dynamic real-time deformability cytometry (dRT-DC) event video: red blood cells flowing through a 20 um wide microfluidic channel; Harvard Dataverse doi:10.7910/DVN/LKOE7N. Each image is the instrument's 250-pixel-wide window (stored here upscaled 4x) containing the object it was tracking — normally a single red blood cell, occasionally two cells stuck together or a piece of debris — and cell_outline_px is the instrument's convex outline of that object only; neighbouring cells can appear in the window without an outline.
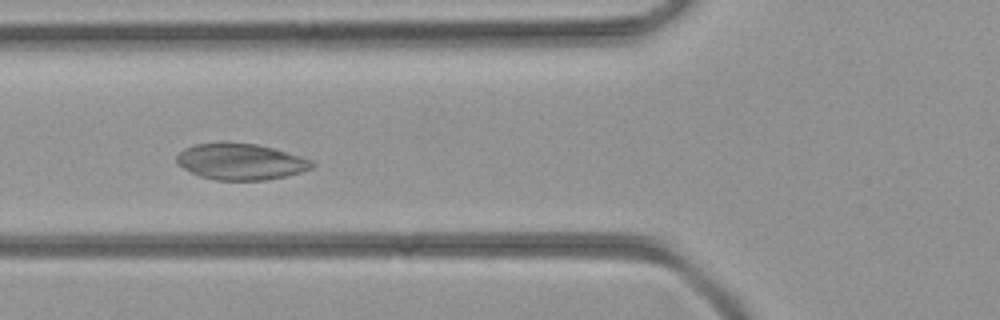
{"species": "common noctule bat (a hibernating species)", "species_latin": "Nyctalus noctula", "temperature_condition": "room temperature", "stored_images_in_passage": 35, "camera_frame_rate_fps": 3000, "um_per_image_px": 0.085, "animal": {"sex": "female", "body_mass_g": 21.9}, "frame": {"image": 1, "passage_image": 11, "time_ms": 3.333, "image_size_px": [1000, 320], "cell_outline_px": [[316, 164], [312, 168], [300, 172], [284, 176], [264, 180], [216, 180], [200, 176], [176, 164], [176, 156], [184, 148], [196, 144], [256, 144], [272, 148], [312, 160]], "centroid_in_image_um": [20.45, 13.76], "position_along_channel_um": 105.4, "area_um2": 27.92}}
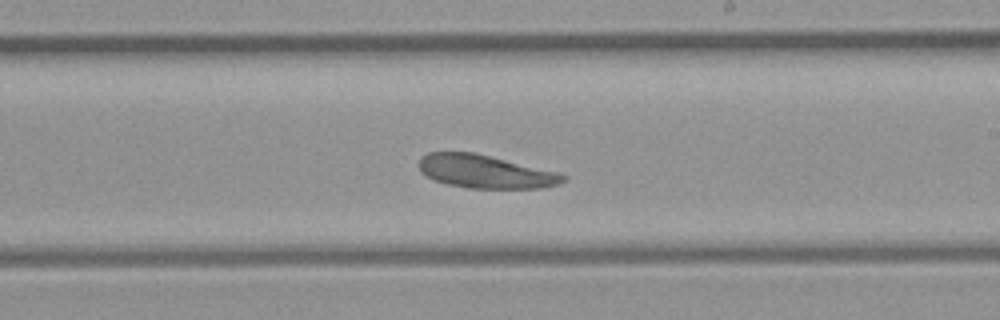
{"frame": {"image": 2, "passage_image": 20, "time_ms": 6.333, "image_size_px": [1000, 320], "cell_outline_px": [[568, 180], [560, 184], [544, 188], [468, 188], [448, 184], [432, 180], [420, 172], [420, 156], [428, 152], [476, 152], [560, 172], [568, 176]], "centroid_in_image_um": [41.31, 14.58], "position_along_channel_um": 247.7, "area_um2": 28.44}}
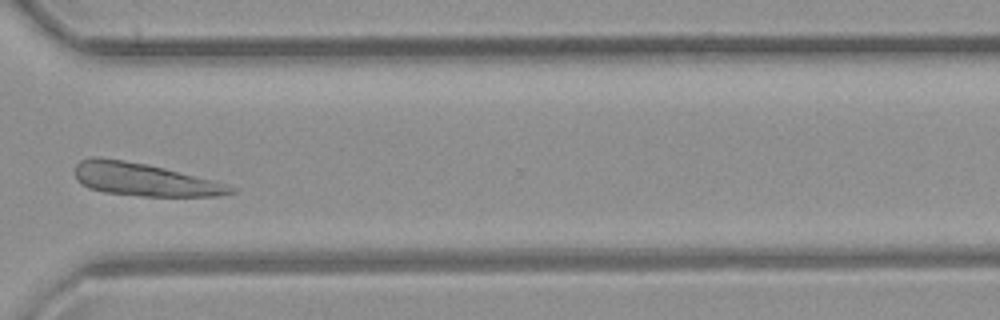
{"frame": {"image": 3, "passage_image": 27, "time_ms": 8.667, "image_size_px": [1000, 320], "cell_outline_px": [[236, 192], [220, 196], [140, 196], [104, 192], [88, 188], [76, 180], [76, 164], [80, 160], [92, 156], [100, 156], [148, 164], [212, 180], [236, 188]], "centroid_in_image_um": [12.21, 15.25], "position_along_channel_um": 358.4, "area_um2": 29.77}}